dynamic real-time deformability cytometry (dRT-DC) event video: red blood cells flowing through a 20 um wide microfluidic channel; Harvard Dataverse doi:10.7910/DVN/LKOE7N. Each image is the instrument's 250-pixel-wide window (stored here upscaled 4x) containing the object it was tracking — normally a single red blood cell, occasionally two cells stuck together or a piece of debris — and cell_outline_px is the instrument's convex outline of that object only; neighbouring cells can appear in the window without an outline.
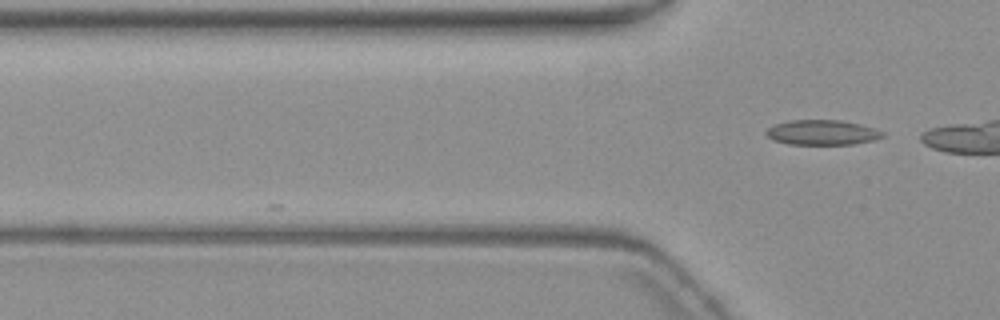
{"species": "common noctule bat (a hibernating species)", "species_latin": "Nyctalus noctula", "temperature_condition": "warm", "stored_images_in_passage": 3, "camera_frame_rate_fps": 3000, "um_per_image_px": 0.085, "animal": {"sex": "female", "body_mass_g": 19.3, "forearm_length_mm": 54.1}, "frame": {"image": 1, "passage_image": 3, "time_ms": 2.667, "image_size_px": [1000, 320], "cell_outline_px": [[884, 136], [872, 140], [852, 144], [788, 144], [772, 140], [764, 132], [768, 128], [776, 124], [788, 120], [840, 120], [860, 124], [884, 132]], "centroid_in_image_um": [69.84, 11.26], "position_along_channel_um": 56.0, "area_um2": 16.82}}